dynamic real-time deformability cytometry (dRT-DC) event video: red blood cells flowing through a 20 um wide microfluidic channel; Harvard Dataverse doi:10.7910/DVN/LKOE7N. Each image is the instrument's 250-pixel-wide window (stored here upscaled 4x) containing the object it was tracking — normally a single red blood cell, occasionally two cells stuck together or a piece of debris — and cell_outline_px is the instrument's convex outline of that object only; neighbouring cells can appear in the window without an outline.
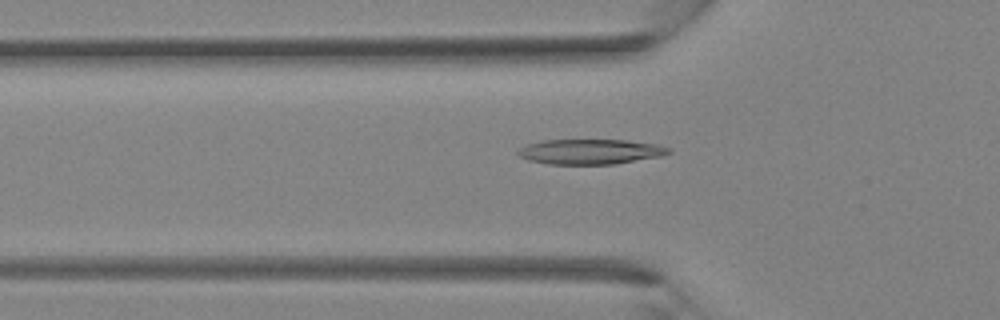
{"species": "Egyptian fruit bat (a non-hibernating species)", "species_latin": "Rousettus aegyptiacus", "temperature_condition": "room temperature", "stored_images_in_passage": 34, "camera_frame_rate_fps": 3000, "um_per_image_px": 0.085, "animal": {"sex": "female"}, "frame": {"image": 1, "passage_image": 10, "time_ms": 3.0, "image_size_px": [1000, 320], "cell_outline_px": [[672, 152], [664, 156], [612, 164], [548, 164], [528, 160], [520, 156], [516, 152], [524, 144], [540, 140], [624, 140], [656, 144], [672, 148]], "centroid_in_image_um": [50.18, 12.89], "position_along_channel_um": 75.6, "area_um2": 22.2}}
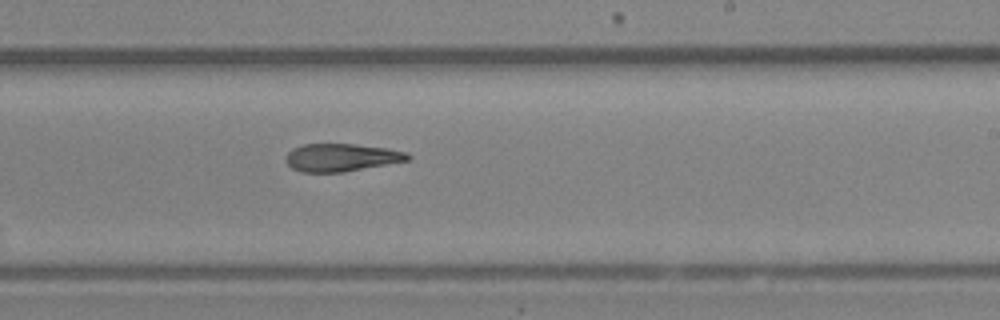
{"frame": {"image": 2, "passage_image": 20, "time_ms": 6.333, "image_size_px": [1000, 320], "cell_outline_px": [[412, 156], [408, 160], [344, 172], [300, 172], [292, 168], [284, 160], [288, 152], [292, 148], [304, 144], [356, 144], [388, 148], [408, 152]], "centroid_in_image_um": [29.01, 13.38], "position_along_channel_um": 260.0, "area_um2": 19.83}}
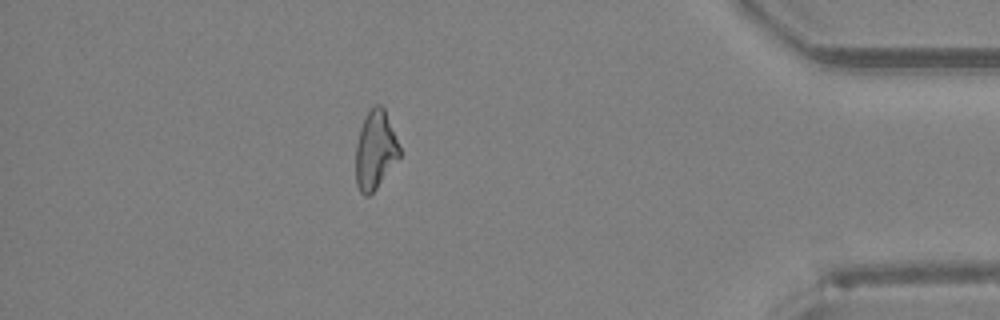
{"frame": {"image": 3, "passage_image": 30, "time_ms": 9.667, "image_size_px": [1000, 320], "cell_outline_px": [[400, 156], [376, 188], [368, 196], [364, 196], [360, 192], [356, 184], [356, 144], [360, 128], [364, 116], [376, 104], [380, 104], [384, 108], [400, 148]], "centroid_in_image_um": [31.88, 12.76], "position_along_channel_um": 403.3, "area_um2": 19.77}}